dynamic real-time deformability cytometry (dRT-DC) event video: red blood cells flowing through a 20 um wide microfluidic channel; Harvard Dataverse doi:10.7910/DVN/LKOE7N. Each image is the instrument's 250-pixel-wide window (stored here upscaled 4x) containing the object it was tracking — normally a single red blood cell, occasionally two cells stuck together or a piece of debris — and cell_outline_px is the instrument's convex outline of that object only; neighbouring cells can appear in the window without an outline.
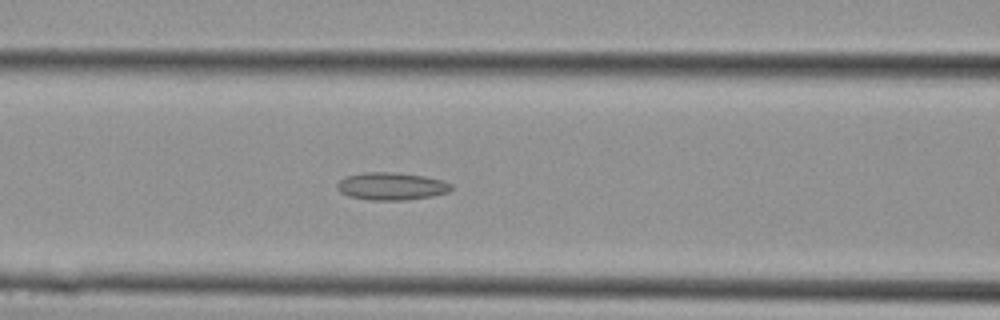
{"species": "Egyptian fruit bat (a non-hibernating species)", "species_latin": "Rousettus aegyptiacus", "temperature_condition": "cold", "stored_images_in_passage": 29, "camera_frame_rate_fps": 3000, "um_per_image_px": 0.085, "animal": {"sex": "female"}, "frame": {"image": 1, "passage_image": 12, "time_ms": 3.667, "image_size_px": [1000, 320], "cell_outline_px": [[452, 188], [448, 192], [432, 196], [404, 200], [368, 200], [348, 196], [340, 192], [336, 188], [336, 184], [344, 176], [364, 172], [396, 172], [424, 176], [440, 180], [452, 184]], "centroid_in_image_um": [33.22, 15.83], "position_along_channel_um": 133.4, "area_um2": 18.44}}
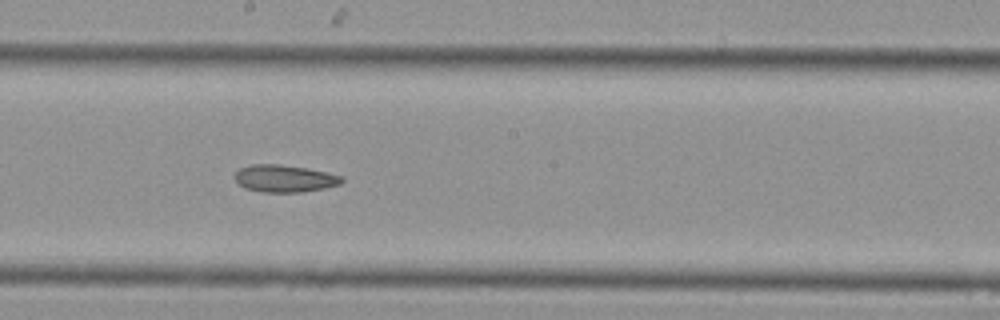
{"frame": {"image": 2, "passage_image": 16, "time_ms": 5.0, "image_size_px": [1000, 320], "cell_outline_px": [[344, 180], [340, 184], [324, 188], [300, 192], [260, 192], [244, 188], [236, 180], [236, 172], [240, 168], [252, 164], [276, 164], [308, 168], [328, 172], [344, 176]], "centroid_in_image_um": [24.22, 15.17], "position_along_channel_um": 224.0, "area_um2": 16.99}}
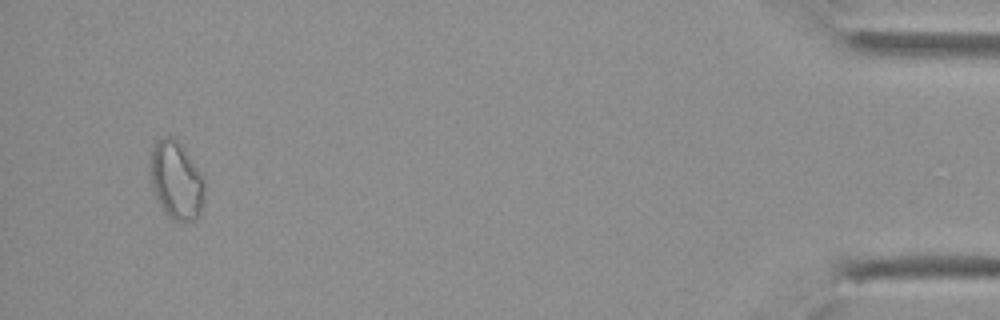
{"frame": {"image": 3, "passage_image": 28, "time_ms": 9.0, "image_size_px": [1000, 320], "cell_outline_px": [[204, 192], [200, 216], [196, 220], [172, 220], [168, 216], [160, 204], [152, 188], [152, 144], [164, 136], [168, 136], [176, 140], [180, 144], [196, 168], [204, 184]], "centroid_in_image_um": [14.98, 15.36], "position_along_channel_um": 420.2, "area_um2": 23.76}}